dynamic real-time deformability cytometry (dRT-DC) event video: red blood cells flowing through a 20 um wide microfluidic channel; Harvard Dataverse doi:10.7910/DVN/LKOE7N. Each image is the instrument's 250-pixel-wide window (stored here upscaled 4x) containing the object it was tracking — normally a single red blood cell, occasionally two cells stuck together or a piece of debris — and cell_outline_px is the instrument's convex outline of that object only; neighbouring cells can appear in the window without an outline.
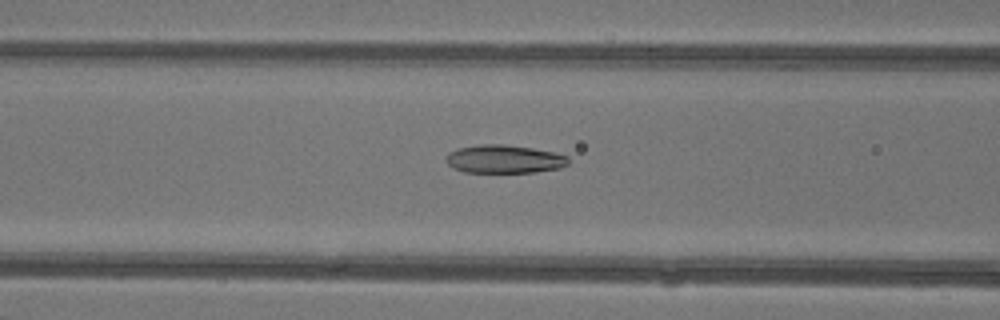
{"species": "common noctule bat (a hibernating species)", "species_latin": "Nyctalus noctula", "temperature_condition": "warm", "stored_images_in_passage": 36, "camera_frame_rate_fps": 3000, "um_per_image_px": 0.085, "animal": {"sex": "female"}, "frame": {"image": 1, "passage_image": 10, "time_ms": 3.0, "image_size_px": [1000, 320], "cell_outline_px": [[568, 164], [560, 168], [536, 172], [464, 172], [452, 168], [448, 164], [444, 156], [448, 152], [456, 148], [476, 144], [504, 144], [532, 148], [556, 152], [568, 156]], "centroid_in_image_um": [42.82, 13.51], "position_along_channel_um": 123.8, "area_um2": 20.46}}
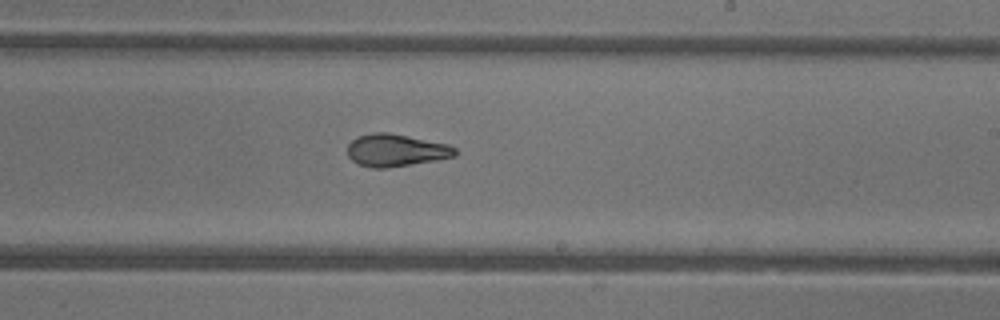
{"frame": {"image": 2, "passage_image": 19, "time_ms": 6.0, "image_size_px": [1000, 320], "cell_outline_px": [[456, 156], [436, 160], [388, 168], [372, 168], [356, 164], [348, 156], [348, 144], [356, 136], [372, 132], [388, 132], [448, 144], [456, 148]], "centroid_in_image_um": [33.62, 12.77], "position_along_channel_um": 255.4, "area_um2": 20.46}}
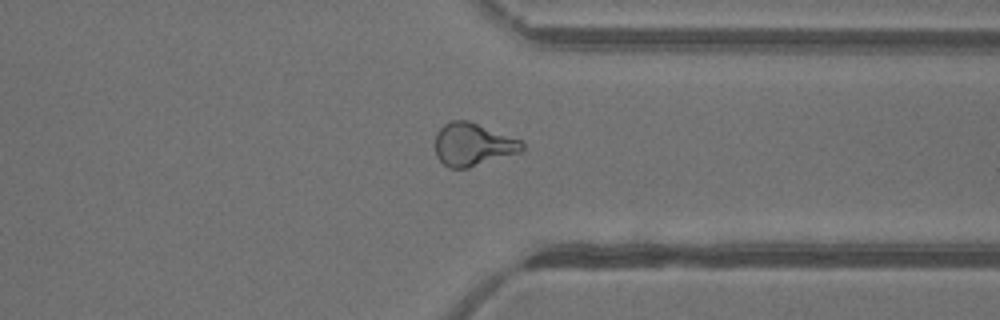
{"frame": {"image": 3, "passage_image": 27, "time_ms": 8.667, "image_size_px": [1000, 320], "cell_outline_px": [[524, 148], [520, 152], [468, 168], [448, 168], [436, 156], [436, 132], [444, 124], [452, 120], [468, 120], [520, 140], [524, 144]], "centroid_in_image_um": [40.17, 12.28], "position_along_channel_um": 371.2, "area_um2": 21.5}}